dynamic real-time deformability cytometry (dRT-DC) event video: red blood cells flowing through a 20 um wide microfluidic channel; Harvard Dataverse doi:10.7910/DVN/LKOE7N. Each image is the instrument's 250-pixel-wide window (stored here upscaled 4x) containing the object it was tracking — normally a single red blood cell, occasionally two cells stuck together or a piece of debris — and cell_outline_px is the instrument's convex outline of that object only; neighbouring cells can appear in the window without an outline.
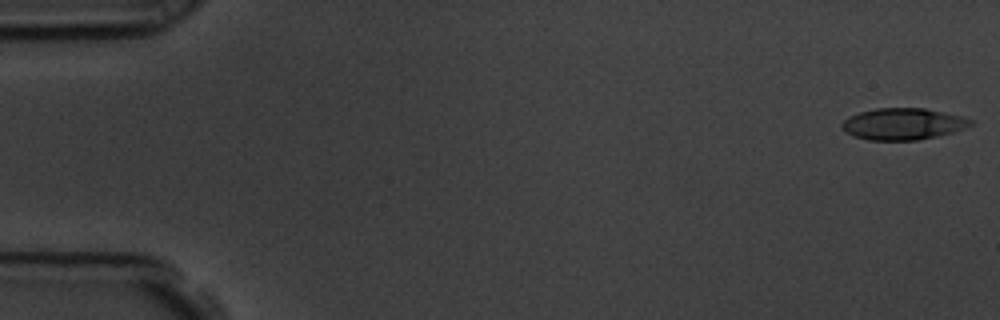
{"species": "common noctule bat (a hibernating species)", "species_latin": "Nyctalus noctula", "temperature_condition": "room temperature", "stored_images_in_passage": 57, "camera_frame_rate_fps": 3000, "um_per_image_px": 0.085, "animal": {"sex": "male", "body_mass_g": 19.5, "forearm_length_mm": 54.6}, "frame": {"image": 1, "passage_image": 1, "time_ms": 0.0, "image_size_px": [1000, 320], "cell_outline_px": [[972, 124], [964, 128], [952, 132], [936, 136], [916, 140], [868, 140], [852, 136], [840, 124], [848, 116], [860, 112], [876, 108], [924, 108], [960, 116], [972, 120]], "centroid_in_image_um": [76.72, 10.53], "position_along_channel_um": 8.3, "area_um2": 23.41}}
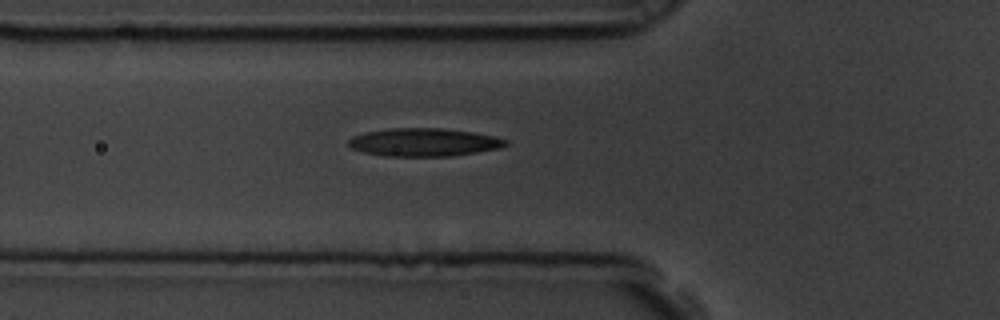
{"frame": {"image": 2, "passage_image": 20, "time_ms": 6.333, "image_size_px": [1000, 320], "cell_outline_px": [[508, 144], [500, 148], [476, 152], [448, 156], [388, 156], [364, 152], [352, 148], [348, 144], [348, 140], [352, 136], [364, 132], [392, 128], [444, 128], [472, 132], [496, 136], [508, 140]], "centroid_in_image_um": [36.04, 12.08], "position_along_channel_um": 89.8, "area_um2": 25.66}}
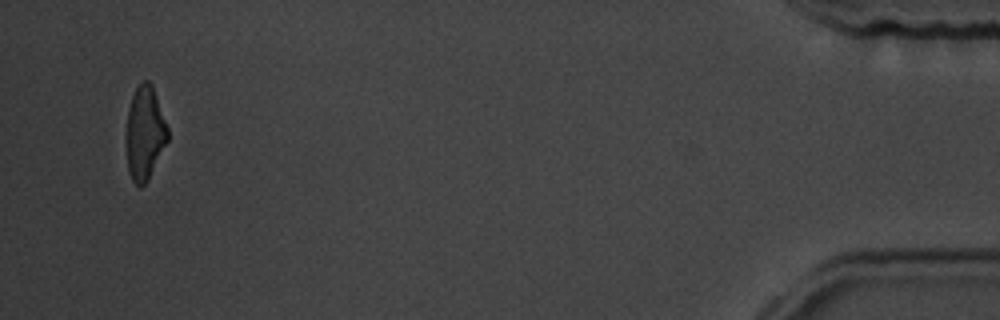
{"frame": {"image": 3, "passage_image": 55, "time_ms": 18.0, "image_size_px": [1000, 320], "cell_outline_px": [[168, 140], [148, 180], [140, 188], [132, 180], [128, 168], [124, 140], [124, 136], [128, 108], [132, 96], [136, 88], [144, 80], [148, 80], [152, 84], [168, 128]], "centroid_in_image_um": [12.27, 11.32], "position_along_channel_um": 422.9, "area_um2": 22.95}, "authors_computed_cell_mechanics": {"area_um2": 24.3338, "velocity_mm_per_s": 3.559, "shape_relaxation_time_tau1_ms": 6.8824, "shape_relaxation_time_tau2_ms": 3.9618, "deformation_change_tau1": 0.1832, "deformation_change_tau2": 0.1475}}